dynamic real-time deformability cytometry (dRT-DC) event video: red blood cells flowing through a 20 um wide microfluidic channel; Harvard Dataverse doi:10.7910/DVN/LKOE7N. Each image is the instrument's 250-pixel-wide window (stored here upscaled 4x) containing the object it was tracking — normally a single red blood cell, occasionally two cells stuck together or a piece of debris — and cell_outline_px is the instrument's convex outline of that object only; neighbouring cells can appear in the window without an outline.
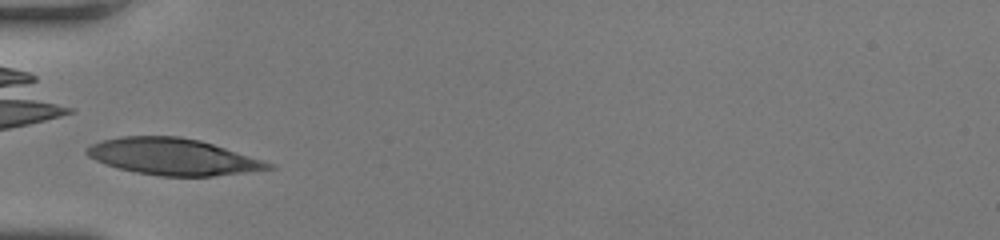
{"species": "human", "species_latin": "Homo sapiens", "temperature_condition": "room temperature", "stored_images_in_passage": 34, "camera_frame_rate_fps": 3000, "um_per_image_px": 0.085, "donor": {"sex": "female"}, "frame": {"image": 1, "passage_image": 1, "time_ms": 0.0, "image_size_px": [1000, 240], "cell_outline_px": [[276, 168], [212, 176], [160, 176], [136, 172], [104, 164], [88, 156], [84, 152], [84, 148], [100, 140], [120, 136], [180, 136], [200, 140], [272, 164]], "centroid_in_image_um": [14.6, 13.31], "position_along_channel_um": 70.4, "area_um2": 38.26}}
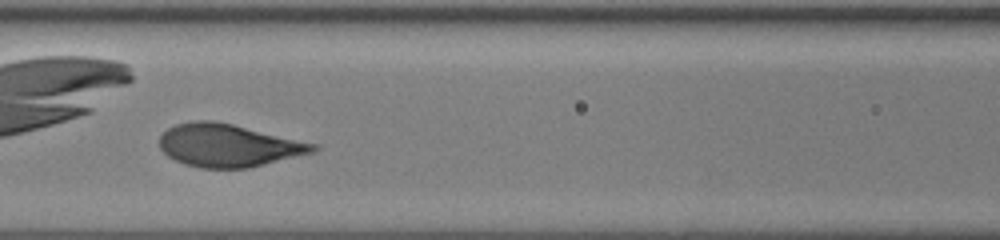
{"frame": {"image": 2, "passage_image": 7, "time_ms": 2.0, "image_size_px": [1000, 240], "cell_outline_px": [[320, 148], [316, 152], [248, 168], [200, 168], [184, 164], [168, 156], [160, 148], [160, 136], [168, 128], [176, 124], [192, 120], [212, 120], [232, 124], [320, 144]], "centroid_in_image_um": [19.46, 12.36], "position_along_channel_um": 147.1, "area_um2": 38.49}}
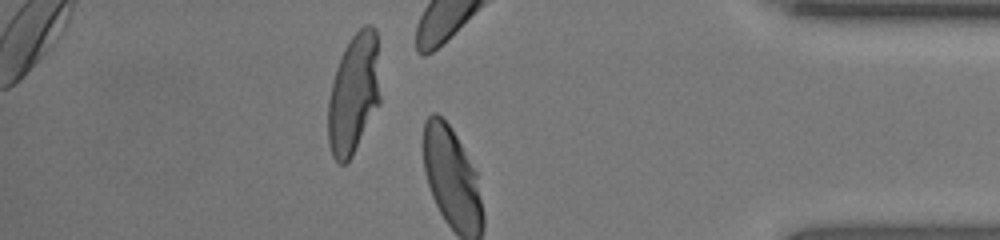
{"frame": {"image": 3, "passage_image": 28, "time_ms": 9.0, "image_size_px": [1000, 240], "cell_outline_px": [[380, 104], [352, 156], [344, 164], [340, 164], [332, 156], [328, 144], [328, 100], [332, 80], [336, 68], [344, 48], [352, 36], [364, 24], [368, 24], [376, 28], [380, 96]], "centroid_in_image_um": [30.06, 7.98], "position_along_channel_um": 405.1, "area_um2": 36.76}, "authors_computed_cell_mechanics": {"area_um2": 37.7145, "velocity_mm_per_s": 3.9194, "shape_relaxation_time_tau1_ms": 2.873, "shape_relaxation_time_tau2_ms": null, "deformation_change_tau1": 0.1747, "deformation_change_tau2": null}}